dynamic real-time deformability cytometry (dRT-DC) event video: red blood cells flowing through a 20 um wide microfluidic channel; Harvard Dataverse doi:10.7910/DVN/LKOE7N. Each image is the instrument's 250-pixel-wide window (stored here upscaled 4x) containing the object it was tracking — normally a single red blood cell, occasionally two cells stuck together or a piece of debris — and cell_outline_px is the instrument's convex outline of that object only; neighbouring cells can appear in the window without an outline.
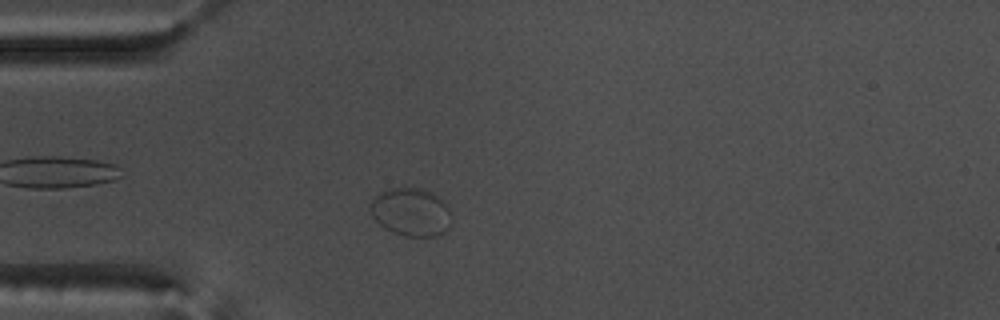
{"species": "common noctule bat (a hibernating species)", "species_latin": "Nyctalus noctula", "temperature_condition": "warm", "stored_images_in_passage": 48, "camera_frame_rate_fps": 3000, "um_per_image_px": 0.085, "animal": {"sex": "male", "body_mass_g": 17.5, "forearm_length_mm": 52.3}, "frame": {"image": 1, "passage_image": 8, "time_ms": 2.333, "image_size_px": [1000, 320], "cell_outline_px": [[448, 228], [444, 232], [436, 236], [404, 236], [392, 232], [384, 228], [372, 216], [368, 204], [368, 200], [372, 196], [380, 192], [392, 188], [424, 188], [432, 192], [448, 208]], "centroid_in_image_um": [34.84, 18.01], "position_along_channel_um": 50.2, "area_um2": 22.66}}
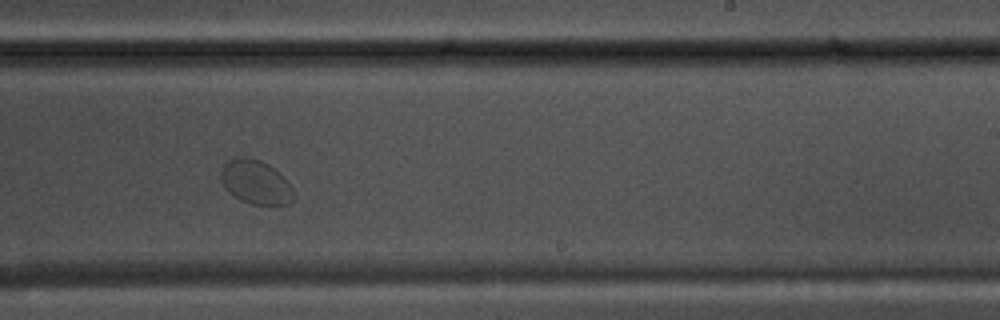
{"frame": {"image": 2, "passage_image": 27, "time_ms": 8.667, "image_size_px": [1000, 320], "cell_outline_px": [[292, 200], [288, 204], [252, 204], [240, 200], [232, 196], [224, 188], [220, 180], [220, 168], [228, 160], [236, 156], [248, 156], [260, 160], [268, 164], [284, 176], [292, 188]], "centroid_in_image_um": [21.67, 15.45], "position_along_channel_um": 267.3, "area_um2": 18.9}}
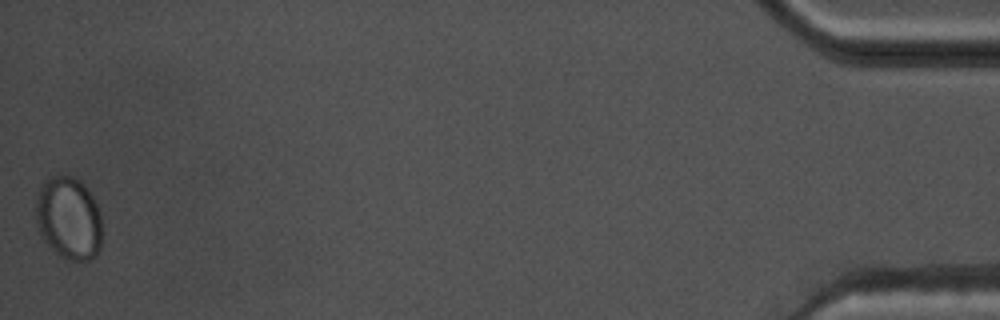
{"frame": {"image": 3, "passage_image": 48, "time_ms": 15.667, "image_size_px": [1000, 320], "cell_outline_px": [[100, 248], [96, 256], [88, 260], [64, 260], [40, 236], [36, 228], [36, 196], [40, 188], [48, 180], [56, 176], [72, 176], [80, 180], [84, 184], [92, 196], [100, 212]], "centroid_in_image_um": [5.83, 18.57], "position_along_channel_um": 429.4, "area_um2": 31.85}}